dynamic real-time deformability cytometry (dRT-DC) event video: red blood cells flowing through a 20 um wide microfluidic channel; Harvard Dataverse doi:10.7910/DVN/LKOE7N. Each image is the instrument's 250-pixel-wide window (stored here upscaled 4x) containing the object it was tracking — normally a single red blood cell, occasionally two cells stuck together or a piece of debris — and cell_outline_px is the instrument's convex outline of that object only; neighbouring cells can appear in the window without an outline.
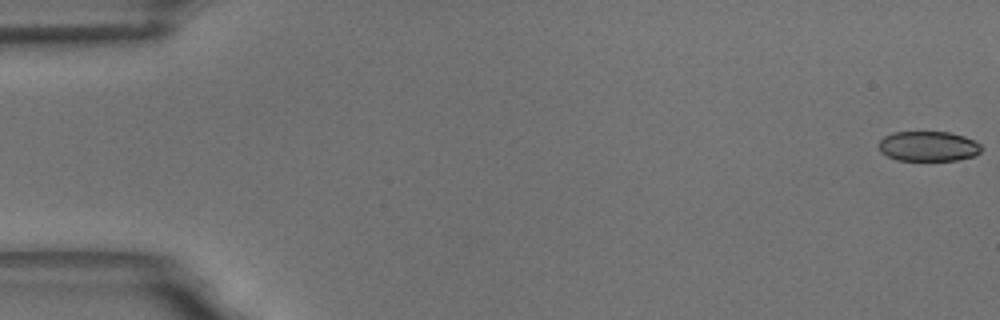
{"species": "common noctule bat (a hibernating species)", "species_latin": "Nyctalus noctula", "temperature_condition": "room temperature", "stored_images_in_passage": 56, "camera_frame_rate_fps": 3000, "um_per_image_px": 0.085, "animal": {"sex": "male", "body_mass_g": 18.8}, "frame": {"image": 1, "passage_image": 1, "time_ms": 0.0, "image_size_px": [1000, 320], "cell_outline_px": [[984, 148], [976, 156], [956, 160], [896, 160], [880, 152], [876, 144], [884, 136], [892, 132], [948, 132], [964, 136], [976, 140]], "centroid_in_image_um": [78.91, 12.43], "position_along_channel_um": 6.1, "area_um2": 18.26}}
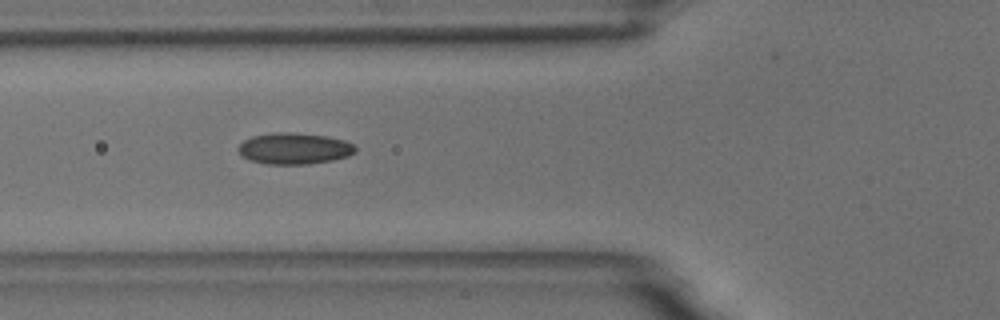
{"frame": {"image": 2, "passage_image": 21, "time_ms": 6.667, "image_size_px": [1000, 320], "cell_outline_px": [[356, 152], [348, 156], [332, 160], [308, 164], [268, 164], [248, 160], [240, 156], [236, 148], [244, 140], [252, 136], [280, 132], [292, 132], [328, 136], [344, 140], [352, 144], [356, 148]], "centroid_in_image_um": [24.98, 12.62], "position_along_channel_um": 100.8, "area_um2": 21.5}}
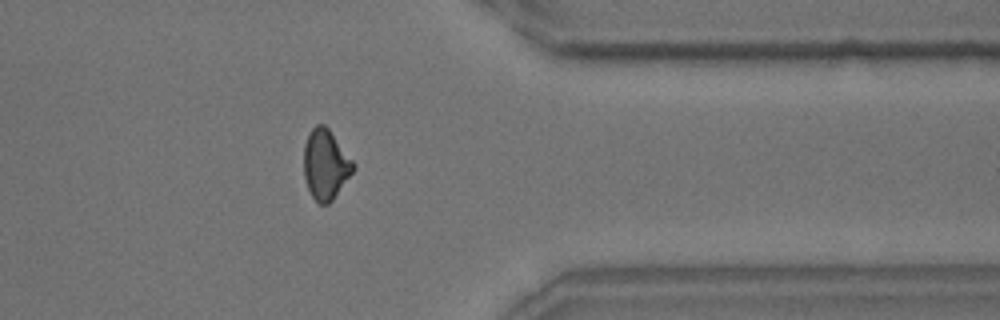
{"frame": {"image": 3, "passage_image": 45, "time_ms": 14.667, "image_size_px": [1000, 320], "cell_outline_px": [[356, 168], [332, 200], [328, 204], [320, 204], [312, 196], [308, 188], [304, 176], [304, 144], [312, 128], [316, 124], [324, 124], [328, 128], [356, 164]], "centroid_in_image_um": [27.68, 13.97], "position_along_channel_um": 383.7, "area_um2": 20.06}, "authors_computed_cell_mechanics": {"area_um2": 19.8832, "velocity_mm_per_s": 3.6753, "shape_relaxation_time_tau1_ms": 8.601, "shape_relaxation_time_tau2_ms": 2.2092, "deformation_change_tau1": 0.1749, "deformation_change_tau2": 0.0815}}